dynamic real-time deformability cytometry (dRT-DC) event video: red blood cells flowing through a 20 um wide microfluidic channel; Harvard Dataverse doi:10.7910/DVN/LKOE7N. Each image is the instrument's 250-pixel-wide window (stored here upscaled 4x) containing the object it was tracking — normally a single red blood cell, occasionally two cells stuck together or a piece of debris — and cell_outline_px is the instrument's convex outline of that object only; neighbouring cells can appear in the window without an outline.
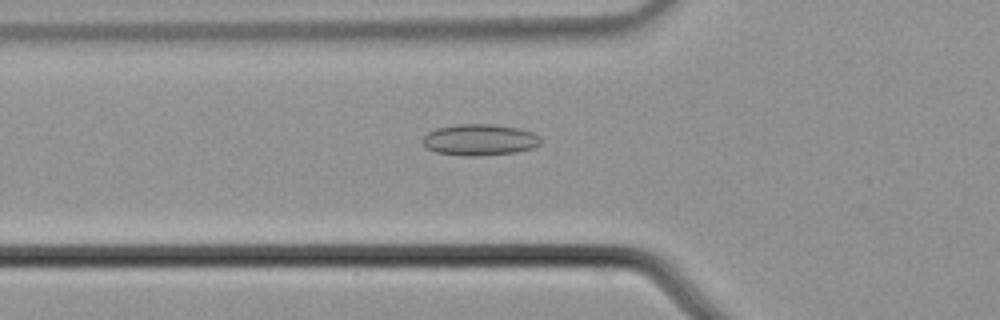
{"species": "common noctule bat (a hibernating species)", "species_latin": "Nyctalus noctula", "temperature_condition": "cold", "stored_images_in_passage": 56, "camera_frame_rate_fps": 3000, "um_per_image_px": 0.085, "animal": {"sex": "male", "body_mass_g": 21.5, "forearm_length_mm": 52.0}, "frame": {"image": 1, "passage_image": 20, "time_ms": 6.333, "image_size_px": [1000, 320], "cell_outline_px": [[540, 144], [532, 148], [516, 152], [476, 156], [464, 156], [436, 152], [428, 148], [424, 144], [424, 136], [428, 132], [436, 128], [456, 124], [492, 124], [516, 128], [532, 132], [540, 136]], "centroid_in_image_um": [40.77, 11.88], "position_along_channel_um": 85.0, "area_um2": 21.39}}
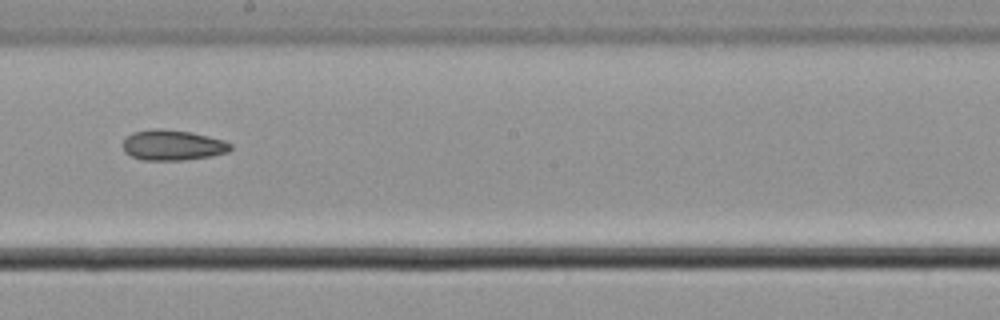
{"frame": {"image": 2, "passage_image": 32, "time_ms": 10.333, "image_size_px": [1000, 320], "cell_outline_px": [[232, 148], [228, 152], [212, 156], [184, 160], [140, 160], [124, 152], [124, 136], [132, 132], [152, 128], [160, 128], [192, 132], [224, 140], [232, 144]], "centroid_in_image_um": [14.66, 12.33], "position_along_channel_um": 233.5, "area_um2": 19.36}}
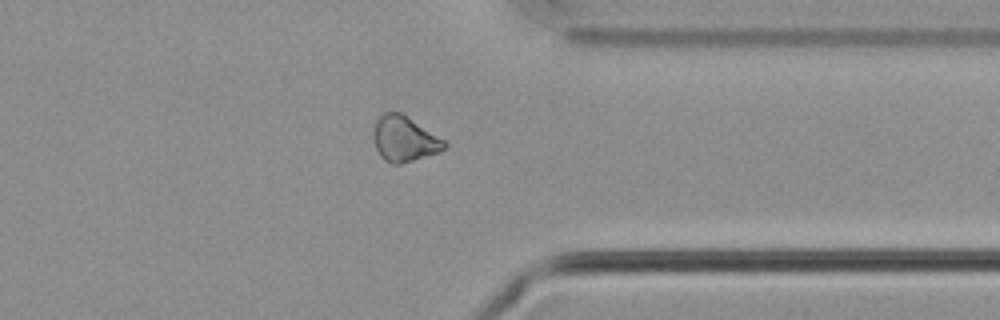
{"frame": {"image": 3, "passage_image": 44, "time_ms": 14.333, "image_size_px": [1000, 320], "cell_outline_px": [[448, 144], [440, 152], [400, 164], [392, 164], [384, 160], [380, 156], [376, 148], [372, 136], [376, 120], [384, 112], [400, 112], [444, 140]], "centroid_in_image_um": [34.34, 11.82], "position_along_channel_um": 377.1, "area_um2": 18.61}}